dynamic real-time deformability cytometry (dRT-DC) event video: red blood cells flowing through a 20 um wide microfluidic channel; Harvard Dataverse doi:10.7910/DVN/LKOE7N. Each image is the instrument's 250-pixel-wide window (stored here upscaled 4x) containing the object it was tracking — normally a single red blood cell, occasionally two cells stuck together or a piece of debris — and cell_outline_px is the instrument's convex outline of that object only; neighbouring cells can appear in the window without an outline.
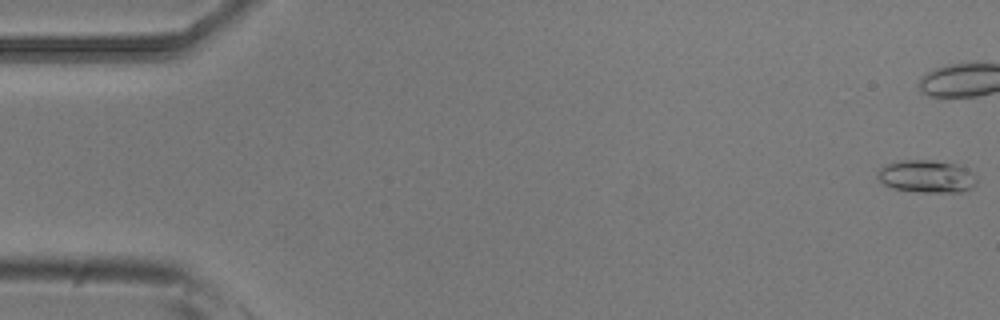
{"species": "common noctule bat (a hibernating species)", "species_latin": "Nyctalus noctula", "temperature_condition": "room temperature", "stored_images_in_passage": 6, "camera_frame_rate_fps": 3000, "um_per_image_px": 0.085, "animal": {"sex": "male", "body_mass_g": 20.5, "forearm_length_mm": 52.5}, "frame": {"image": 1, "passage_image": 1, "time_ms": 0.0, "image_size_px": [1000, 320], "cell_outline_px": [[976, 184], [972, 188], [960, 192], [916, 192], [892, 188], [884, 184], [876, 176], [880, 168], [884, 164], [900, 160], [928, 160], [952, 164], [964, 168], [972, 172], [976, 180]], "centroid_in_image_um": [78.72, 15.0], "position_along_channel_um": 6.3, "area_um2": 18.73}}